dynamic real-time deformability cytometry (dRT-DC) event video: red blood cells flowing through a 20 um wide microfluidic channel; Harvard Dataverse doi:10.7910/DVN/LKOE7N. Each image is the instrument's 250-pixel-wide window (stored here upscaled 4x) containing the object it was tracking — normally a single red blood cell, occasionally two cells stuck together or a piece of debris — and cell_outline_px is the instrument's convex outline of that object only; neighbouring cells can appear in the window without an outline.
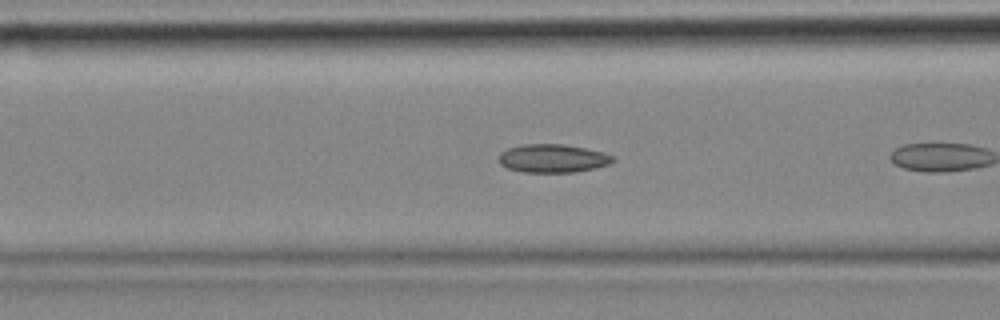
{"species": "common noctule bat (a hibernating species)", "species_latin": "Nyctalus noctula", "temperature_condition": "cold", "stored_images_in_passage": 8, "camera_frame_rate_fps": 3000, "um_per_image_px": 0.085, "animal": {"sex": "female", "body_mass_g": 18.4}, "frame": {"image": 1, "passage_image": 7, "time_ms": 2.0, "image_size_px": [1000, 320], "cell_outline_px": [[616, 160], [608, 164], [576, 172], [524, 172], [508, 168], [500, 164], [496, 160], [500, 152], [508, 148], [520, 144], [564, 144], [604, 152], [612, 156]], "centroid_in_image_um": [46.93, 13.45], "position_along_channel_um": 119.7, "area_um2": 18.9}}